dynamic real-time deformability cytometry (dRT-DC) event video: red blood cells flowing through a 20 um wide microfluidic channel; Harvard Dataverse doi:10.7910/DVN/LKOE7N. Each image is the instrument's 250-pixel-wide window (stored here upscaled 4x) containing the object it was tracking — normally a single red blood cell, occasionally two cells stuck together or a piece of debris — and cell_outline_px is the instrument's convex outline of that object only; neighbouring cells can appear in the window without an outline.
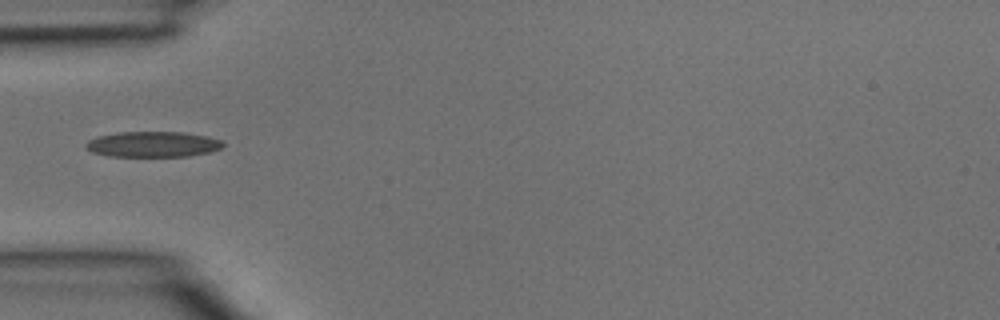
{"species": "common noctule bat (a hibernating species)", "species_latin": "Nyctalus noctula", "temperature_condition": "room temperature", "stored_images_in_passage": 24, "camera_frame_rate_fps": 3000, "um_per_image_px": 0.085, "animal": {"sex": "male", "body_mass_g": 15.6}, "frame": {"image": 1, "passage_image": 1, "time_ms": 0.0, "image_size_px": [1000, 320], "cell_outline_px": [[224, 144], [220, 148], [208, 152], [188, 156], [108, 156], [92, 152], [84, 144], [88, 140], [100, 136], [116, 132], [184, 132], [208, 136], [220, 140]], "centroid_in_image_um": [12.98, 12.26], "position_along_channel_um": 72.0, "area_um2": 20.29}}
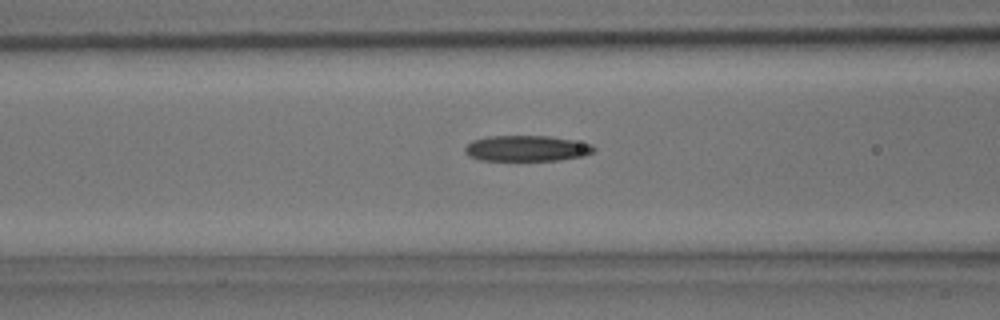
{"frame": {"image": 2, "passage_image": 4, "time_ms": 1.0, "image_size_px": [1000, 320], "cell_outline_px": [[596, 148], [592, 152], [584, 156], [560, 160], [480, 160], [468, 156], [464, 152], [464, 148], [472, 140], [488, 136], [552, 136], [592, 144]], "centroid_in_image_um": [44.76, 12.61], "position_along_channel_um": 121.8, "area_um2": 19.42}}